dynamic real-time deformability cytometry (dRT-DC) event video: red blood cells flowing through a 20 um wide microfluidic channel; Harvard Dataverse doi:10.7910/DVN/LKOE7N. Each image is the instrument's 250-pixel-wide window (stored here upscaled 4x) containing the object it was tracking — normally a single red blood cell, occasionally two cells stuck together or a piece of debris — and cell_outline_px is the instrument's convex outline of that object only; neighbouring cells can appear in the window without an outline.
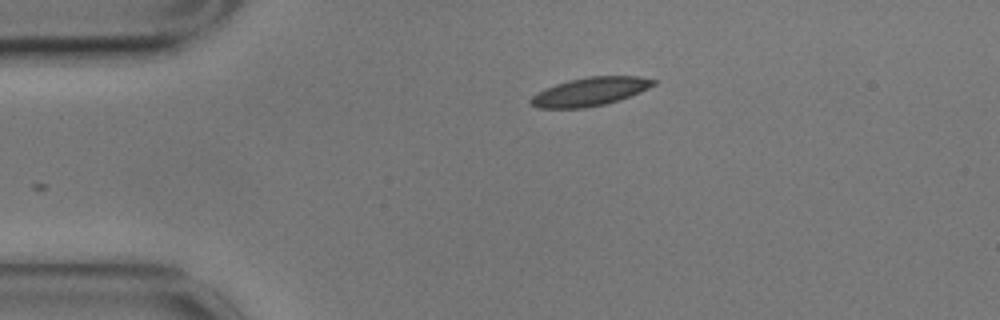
{"species": "common noctule bat (a hibernating species)", "species_latin": "Nyctalus noctula", "temperature_condition": "cold", "stored_images_in_passage": 47, "camera_frame_rate_fps": 3000, "um_per_image_px": 0.085, "animal": {"sex": "male", "body_mass_g": 17.9}, "frame": {"image": 1, "passage_image": 1, "time_ms": 0.0, "image_size_px": [1000, 320], "cell_outline_px": [[660, 80], [656, 84], [640, 92], [620, 100], [604, 104], [584, 108], [540, 108], [532, 104], [528, 100], [536, 92], [544, 88], [568, 80], [588, 76], [640, 76]], "centroid_in_image_um": [50.18, 7.77], "position_along_channel_um": 34.8, "area_um2": 20.52}}
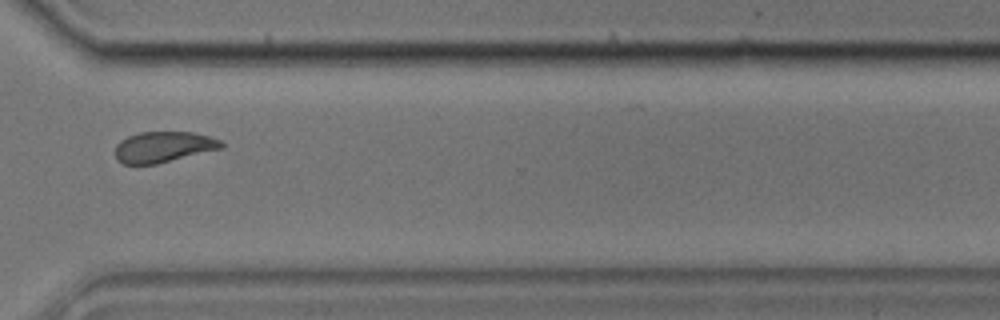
{"frame": {"image": 2, "passage_image": 32, "time_ms": 10.333, "image_size_px": [1000, 320], "cell_outline_px": [[224, 148], [156, 164], [124, 164], [116, 160], [116, 144], [120, 140], [128, 136], [140, 132], [192, 132], [208, 136], [220, 140], [224, 144]], "centroid_in_image_um": [13.89, 12.49], "position_along_channel_um": 356.7, "area_um2": 19.07}}
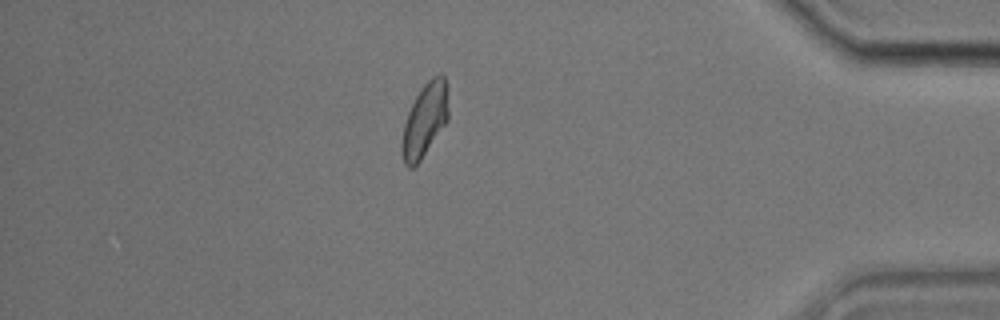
{"frame": {"image": 3, "passage_image": 39, "time_ms": 12.667, "image_size_px": [1000, 320], "cell_outline_px": [[448, 120], [420, 160], [412, 168], [408, 168], [404, 164], [400, 152], [400, 144], [404, 124], [408, 112], [420, 88], [432, 76], [440, 72], [444, 72], [448, 88]], "centroid_in_image_um": [36.11, 10.16], "position_along_channel_um": 399.1, "area_um2": 20.29}, "authors_computed_cell_mechanics": {"area_um2": 20.0566, "velocity_mm_per_s": 3.4547, "shape_relaxation_time_tau1_ms": 10.1127, "shape_relaxation_time_tau2_ms": 2.8689, "deformation_change_tau1": 0.1918, "deformation_change_tau2": 0.073}}